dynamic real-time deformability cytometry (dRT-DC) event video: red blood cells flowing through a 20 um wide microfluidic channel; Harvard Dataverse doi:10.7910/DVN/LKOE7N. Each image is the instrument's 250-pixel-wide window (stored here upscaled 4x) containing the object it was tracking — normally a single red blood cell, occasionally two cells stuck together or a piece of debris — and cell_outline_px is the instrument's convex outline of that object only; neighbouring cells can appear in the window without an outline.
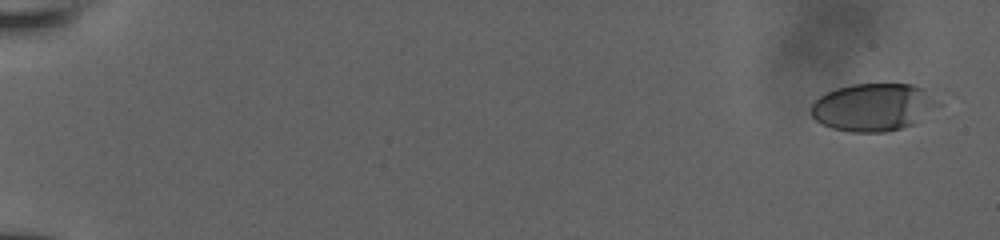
{"species": "human", "species_latin": "Homo sapiens", "temperature_condition": "room temperature", "stored_images_in_passage": 16, "camera_frame_rate_fps": 3000, "um_per_image_px": 0.085, "donor": {"sex": "male"}, "frame": {"image": 1, "passage_image": 1, "time_ms": 0.0, "image_size_px": [1000, 240], "cell_outline_px": [[940, 104], [912, 124], [900, 128], [884, 132], [852, 132], [832, 128], [816, 120], [812, 116], [812, 104], [820, 96], [836, 88], [852, 84], [912, 84], [924, 88]], "centroid_in_image_um": [74.2, 9.1], "position_along_channel_um": 10.8, "area_um2": 34.74}}
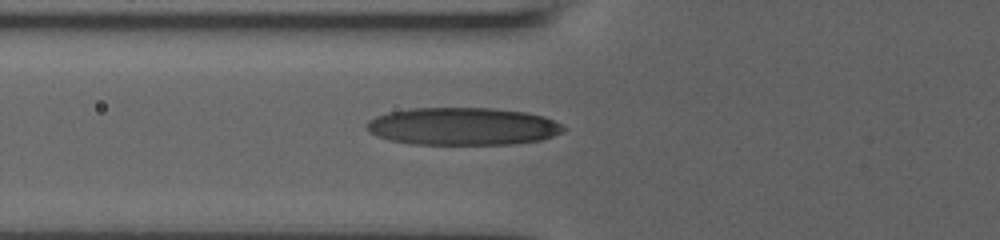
{"frame": {"image": 2, "passage_image": 14, "time_ms": 7.333, "image_size_px": [1000, 240], "cell_outline_px": [[568, 128], [564, 132], [540, 140], [512, 144], [412, 144], [392, 140], [376, 136], [368, 132], [364, 128], [364, 124], [368, 120], [376, 116], [388, 112], [412, 108], [492, 108], [524, 112], [544, 116]], "centroid_in_image_um": [39.3, 10.74], "position_along_channel_um": 86.5, "area_um2": 43.29}}
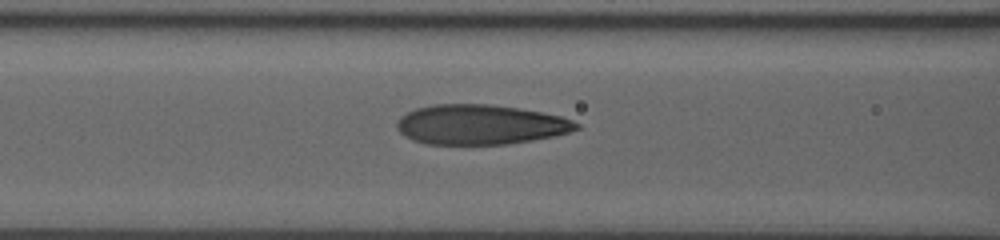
{"frame": {"image": 3, "passage_image": 16, "time_ms": 8.333, "image_size_px": [1000, 240], "cell_outline_px": [[580, 128], [568, 132], [552, 136], [532, 140], [504, 144], [428, 144], [412, 140], [404, 136], [396, 128], [396, 124], [400, 116], [416, 108], [432, 104], [488, 104], [516, 108], [540, 112], [560, 116], [572, 120], [580, 124]], "centroid_in_image_um": [40.78, 10.59], "position_along_channel_um": 125.8, "area_um2": 41.5}}